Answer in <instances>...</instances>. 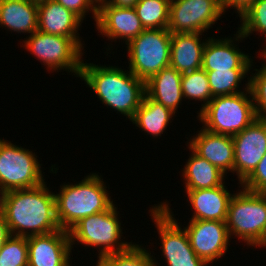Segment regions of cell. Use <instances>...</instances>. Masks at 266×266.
Wrapping results in <instances>:
<instances>
[{"mask_svg":"<svg viewBox=\"0 0 266 266\" xmlns=\"http://www.w3.org/2000/svg\"><path fill=\"white\" fill-rule=\"evenodd\" d=\"M239 17L242 24L238 31L244 38L256 31L266 37V0L252 3ZM261 53H266V45Z\"/></svg>","mask_w":266,"mask_h":266,"instance_id":"28","label":"cell"},{"mask_svg":"<svg viewBox=\"0 0 266 266\" xmlns=\"http://www.w3.org/2000/svg\"><path fill=\"white\" fill-rule=\"evenodd\" d=\"M171 0H139L134 9L145 29H167Z\"/></svg>","mask_w":266,"mask_h":266,"instance_id":"25","label":"cell"},{"mask_svg":"<svg viewBox=\"0 0 266 266\" xmlns=\"http://www.w3.org/2000/svg\"><path fill=\"white\" fill-rule=\"evenodd\" d=\"M7 193L8 191L2 186H0V215L4 212Z\"/></svg>","mask_w":266,"mask_h":266,"instance_id":"37","label":"cell"},{"mask_svg":"<svg viewBox=\"0 0 266 266\" xmlns=\"http://www.w3.org/2000/svg\"><path fill=\"white\" fill-rule=\"evenodd\" d=\"M7 141L0 139V186L10 191L43 184L45 179L35 153Z\"/></svg>","mask_w":266,"mask_h":266,"instance_id":"10","label":"cell"},{"mask_svg":"<svg viewBox=\"0 0 266 266\" xmlns=\"http://www.w3.org/2000/svg\"><path fill=\"white\" fill-rule=\"evenodd\" d=\"M57 3L62 4L66 9L71 10L78 15L82 20L86 13L93 12V19L96 22L98 7L91 0H55Z\"/></svg>","mask_w":266,"mask_h":266,"instance_id":"33","label":"cell"},{"mask_svg":"<svg viewBox=\"0 0 266 266\" xmlns=\"http://www.w3.org/2000/svg\"><path fill=\"white\" fill-rule=\"evenodd\" d=\"M37 22L38 1L0 0V27L32 35L37 31Z\"/></svg>","mask_w":266,"mask_h":266,"instance_id":"21","label":"cell"},{"mask_svg":"<svg viewBox=\"0 0 266 266\" xmlns=\"http://www.w3.org/2000/svg\"><path fill=\"white\" fill-rule=\"evenodd\" d=\"M139 0H105L104 3L117 7H134Z\"/></svg>","mask_w":266,"mask_h":266,"instance_id":"36","label":"cell"},{"mask_svg":"<svg viewBox=\"0 0 266 266\" xmlns=\"http://www.w3.org/2000/svg\"><path fill=\"white\" fill-rule=\"evenodd\" d=\"M152 257L151 253L135 243L124 251L107 255L102 260L108 266H155V258Z\"/></svg>","mask_w":266,"mask_h":266,"instance_id":"29","label":"cell"},{"mask_svg":"<svg viewBox=\"0 0 266 266\" xmlns=\"http://www.w3.org/2000/svg\"><path fill=\"white\" fill-rule=\"evenodd\" d=\"M245 85L243 92L213 97L199 111L197 118L203 123L204 129L233 137L258 118L249 88V80Z\"/></svg>","mask_w":266,"mask_h":266,"instance_id":"4","label":"cell"},{"mask_svg":"<svg viewBox=\"0 0 266 266\" xmlns=\"http://www.w3.org/2000/svg\"><path fill=\"white\" fill-rule=\"evenodd\" d=\"M175 113L145 94L140 107L130 120L135 126L154 137L161 136Z\"/></svg>","mask_w":266,"mask_h":266,"instance_id":"24","label":"cell"},{"mask_svg":"<svg viewBox=\"0 0 266 266\" xmlns=\"http://www.w3.org/2000/svg\"><path fill=\"white\" fill-rule=\"evenodd\" d=\"M184 229L192 249L207 265L226 254L230 245L226 222L190 220Z\"/></svg>","mask_w":266,"mask_h":266,"instance_id":"13","label":"cell"},{"mask_svg":"<svg viewBox=\"0 0 266 266\" xmlns=\"http://www.w3.org/2000/svg\"><path fill=\"white\" fill-rule=\"evenodd\" d=\"M181 77L176 69L170 66L164 68L146 81V94L176 113L183 99Z\"/></svg>","mask_w":266,"mask_h":266,"instance_id":"22","label":"cell"},{"mask_svg":"<svg viewBox=\"0 0 266 266\" xmlns=\"http://www.w3.org/2000/svg\"><path fill=\"white\" fill-rule=\"evenodd\" d=\"M192 151L187 164L183 168L185 190L210 189L224 184L226 176L219 168Z\"/></svg>","mask_w":266,"mask_h":266,"instance_id":"23","label":"cell"},{"mask_svg":"<svg viewBox=\"0 0 266 266\" xmlns=\"http://www.w3.org/2000/svg\"><path fill=\"white\" fill-rule=\"evenodd\" d=\"M194 213L191 220H217L226 222L231 194L226 186L210 189L185 190Z\"/></svg>","mask_w":266,"mask_h":266,"instance_id":"19","label":"cell"},{"mask_svg":"<svg viewBox=\"0 0 266 266\" xmlns=\"http://www.w3.org/2000/svg\"><path fill=\"white\" fill-rule=\"evenodd\" d=\"M82 19L55 0L38 1L37 30L52 35L79 37Z\"/></svg>","mask_w":266,"mask_h":266,"instance_id":"18","label":"cell"},{"mask_svg":"<svg viewBox=\"0 0 266 266\" xmlns=\"http://www.w3.org/2000/svg\"><path fill=\"white\" fill-rule=\"evenodd\" d=\"M11 236L8 224L3 216V214L0 215V250L3 246V244L6 242V240Z\"/></svg>","mask_w":266,"mask_h":266,"instance_id":"35","label":"cell"},{"mask_svg":"<svg viewBox=\"0 0 266 266\" xmlns=\"http://www.w3.org/2000/svg\"><path fill=\"white\" fill-rule=\"evenodd\" d=\"M241 187L251 192L266 193V153Z\"/></svg>","mask_w":266,"mask_h":266,"instance_id":"32","label":"cell"},{"mask_svg":"<svg viewBox=\"0 0 266 266\" xmlns=\"http://www.w3.org/2000/svg\"><path fill=\"white\" fill-rule=\"evenodd\" d=\"M168 205L163 202L150 209L162 242V253L167 266H207L192 249L185 229L178 225ZM157 264L155 261V266Z\"/></svg>","mask_w":266,"mask_h":266,"instance_id":"9","label":"cell"},{"mask_svg":"<svg viewBox=\"0 0 266 266\" xmlns=\"http://www.w3.org/2000/svg\"><path fill=\"white\" fill-rule=\"evenodd\" d=\"M0 266H28L27 237L11 235L0 250Z\"/></svg>","mask_w":266,"mask_h":266,"instance_id":"30","label":"cell"},{"mask_svg":"<svg viewBox=\"0 0 266 266\" xmlns=\"http://www.w3.org/2000/svg\"><path fill=\"white\" fill-rule=\"evenodd\" d=\"M96 27L108 39H123L126 44L145 28L134 7H117L102 3L97 9Z\"/></svg>","mask_w":266,"mask_h":266,"instance_id":"15","label":"cell"},{"mask_svg":"<svg viewBox=\"0 0 266 266\" xmlns=\"http://www.w3.org/2000/svg\"><path fill=\"white\" fill-rule=\"evenodd\" d=\"M225 12L220 0H171L168 30L176 33H203Z\"/></svg>","mask_w":266,"mask_h":266,"instance_id":"11","label":"cell"},{"mask_svg":"<svg viewBox=\"0 0 266 266\" xmlns=\"http://www.w3.org/2000/svg\"><path fill=\"white\" fill-rule=\"evenodd\" d=\"M96 266H108L103 260L98 259Z\"/></svg>","mask_w":266,"mask_h":266,"instance_id":"39","label":"cell"},{"mask_svg":"<svg viewBox=\"0 0 266 266\" xmlns=\"http://www.w3.org/2000/svg\"><path fill=\"white\" fill-rule=\"evenodd\" d=\"M114 203L106 210L82 218L69 230L71 245L79 242L89 247H97L98 258L128 249L132 242H122V227Z\"/></svg>","mask_w":266,"mask_h":266,"instance_id":"6","label":"cell"},{"mask_svg":"<svg viewBox=\"0 0 266 266\" xmlns=\"http://www.w3.org/2000/svg\"><path fill=\"white\" fill-rule=\"evenodd\" d=\"M265 247L266 248V235H265V238H264V240H263V242L258 246V247Z\"/></svg>","mask_w":266,"mask_h":266,"instance_id":"40","label":"cell"},{"mask_svg":"<svg viewBox=\"0 0 266 266\" xmlns=\"http://www.w3.org/2000/svg\"><path fill=\"white\" fill-rule=\"evenodd\" d=\"M196 136V137H195ZM190 142L189 147L223 173H234V143L232 136L216 134L202 128Z\"/></svg>","mask_w":266,"mask_h":266,"instance_id":"17","label":"cell"},{"mask_svg":"<svg viewBox=\"0 0 266 266\" xmlns=\"http://www.w3.org/2000/svg\"><path fill=\"white\" fill-rule=\"evenodd\" d=\"M97 7L105 2V0H91Z\"/></svg>","mask_w":266,"mask_h":266,"instance_id":"38","label":"cell"},{"mask_svg":"<svg viewBox=\"0 0 266 266\" xmlns=\"http://www.w3.org/2000/svg\"><path fill=\"white\" fill-rule=\"evenodd\" d=\"M229 236L234 234L248 246H259L266 235V193L242 188L229 201L226 218Z\"/></svg>","mask_w":266,"mask_h":266,"instance_id":"5","label":"cell"},{"mask_svg":"<svg viewBox=\"0 0 266 266\" xmlns=\"http://www.w3.org/2000/svg\"><path fill=\"white\" fill-rule=\"evenodd\" d=\"M202 33L171 34L170 67L183 74L202 68L206 40L201 42Z\"/></svg>","mask_w":266,"mask_h":266,"instance_id":"20","label":"cell"},{"mask_svg":"<svg viewBox=\"0 0 266 266\" xmlns=\"http://www.w3.org/2000/svg\"><path fill=\"white\" fill-rule=\"evenodd\" d=\"M102 177L93 173L78 184H64L55 194L56 217L61 229L69 231L82 218L106 211L112 204Z\"/></svg>","mask_w":266,"mask_h":266,"instance_id":"3","label":"cell"},{"mask_svg":"<svg viewBox=\"0 0 266 266\" xmlns=\"http://www.w3.org/2000/svg\"><path fill=\"white\" fill-rule=\"evenodd\" d=\"M250 70H216L206 71L212 96L234 95L243 91L238 90L239 83Z\"/></svg>","mask_w":266,"mask_h":266,"instance_id":"27","label":"cell"},{"mask_svg":"<svg viewBox=\"0 0 266 266\" xmlns=\"http://www.w3.org/2000/svg\"><path fill=\"white\" fill-rule=\"evenodd\" d=\"M181 88L183 98L204 102L200 111L213 99L207 73L203 68L183 73Z\"/></svg>","mask_w":266,"mask_h":266,"instance_id":"26","label":"cell"},{"mask_svg":"<svg viewBox=\"0 0 266 266\" xmlns=\"http://www.w3.org/2000/svg\"><path fill=\"white\" fill-rule=\"evenodd\" d=\"M260 57L266 61V53L260 52ZM256 72L249 78V88L252 93L255 110L257 116L266 118V62L262 64V68L254 69Z\"/></svg>","mask_w":266,"mask_h":266,"instance_id":"31","label":"cell"},{"mask_svg":"<svg viewBox=\"0 0 266 266\" xmlns=\"http://www.w3.org/2000/svg\"><path fill=\"white\" fill-rule=\"evenodd\" d=\"M28 266H70L69 231L57 230L48 234L27 237Z\"/></svg>","mask_w":266,"mask_h":266,"instance_id":"14","label":"cell"},{"mask_svg":"<svg viewBox=\"0 0 266 266\" xmlns=\"http://www.w3.org/2000/svg\"><path fill=\"white\" fill-rule=\"evenodd\" d=\"M79 77L96 93L102 103L130 120L146 94L145 81L136 77L130 70L123 71L115 66L82 62Z\"/></svg>","mask_w":266,"mask_h":266,"instance_id":"2","label":"cell"},{"mask_svg":"<svg viewBox=\"0 0 266 266\" xmlns=\"http://www.w3.org/2000/svg\"><path fill=\"white\" fill-rule=\"evenodd\" d=\"M126 45L129 70L145 82L170 66L171 33L168 29H145Z\"/></svg>","mask_w":266,"mask_h":266,"instance_id":"7","label":"cell"},{"mask_svg":"<svg viewBox=\"0 0 266 266\" xmlns=\"http://www.w3.org/2000/svg\"><path fill=\"white\" fill-rule=\"evenodd\" d=\"M3 216L13 236L29 237L61 230L55 193H51L45 182L34 188L8 191Z\"/></svg>","mask_w":266,"mask_h":266,"instance_id":"1","label":"cell"},{"mask_svg":"<svg viewBox=\"0 0 266 266\" xmlns=\"http://www.w3.org/2000/svg\"><path fill=\"white\" fill-rule=\"evenodd\" d=\"M24 47L42 61L47 70L65 69L80 75L83 60V44L79 37L46 34L39 30L25 39Z\"/></svg>","mask_w":266,"mask_h":266,"instance_id":"8","label":"cell"},{"mask_svg":"<svg viewBox=\"0 0 266 266\" xmlns=\"http://www.w3.org/2000/svg\"><path fill=\"white\" fill-rule=\"evenodd\" d=\"M234 172L242 184L256 169L266 153V118L258 117L243 131L232 137Z\"/></svg>","mask_w":266,"mask_h":266,"instance_id":"12","label":"cell"},{"mask_svg":"<svg viewBox=\"0 0 266 266\" xmlns=\"http://www.w3.org/2000/svg\"><path fill=\"white\" fill-rule=\"evenodd\" d=\"M257 0H220L224 12L228 7H232L237 10L239 16L254 2Z\"/></svg>","mask_w":266,"mask_h":266,"instance_id":"34","label":"cell"},{"mask_svg":"<svg viewBox=\"0 0 266 266\" xmlns=\"http://www.w3.org/2000/svg\"><path fill=\"white\" fill-rule=\"evenodd\" d=\"M235 36L233 40L231 38L217 40L212 37L206 40L202 61V68L205 71L252 69L253 60L233 43L235 40H242L243 35L237 31Z\"/></svg>","mask_w":266,"mask_h":266,"instance_id":"16","label":"cell"}]
</instances>
